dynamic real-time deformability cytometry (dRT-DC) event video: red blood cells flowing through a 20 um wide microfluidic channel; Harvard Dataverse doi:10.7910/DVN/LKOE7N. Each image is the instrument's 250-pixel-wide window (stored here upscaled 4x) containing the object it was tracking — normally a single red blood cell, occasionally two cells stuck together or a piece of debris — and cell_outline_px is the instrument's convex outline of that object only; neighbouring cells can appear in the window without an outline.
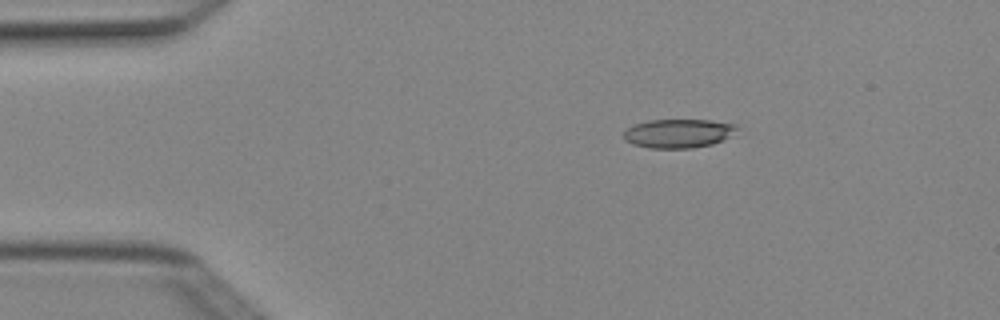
{"species": "Egyptian fruit bat (a non-hibernating species)", "species_latin": "Rousettus aegyptiacus", "temperature_condition": "cold", "stored_images_in_passage": 7, "camera_frame_rate_fps": 3000, "um_per_image_px": 0.085, "animal": {"sex": "female"}, "frame": {"image": 1, "passage_image": 2, "time_ms": 0.333, "image_size_px": [1000, 320], "cell_outline_px": [[736, 128], [724, 140], [712, 144], [692, 148], [648, 148], [632, 144], [624, 140], [624, 132], [632, 124], [648, 120], [712, 120], [736, 124]], "centroid_in_image_um": [57.61, 11.34], "position_along_channel_um": 27.4, "area_um2": 19.02}}
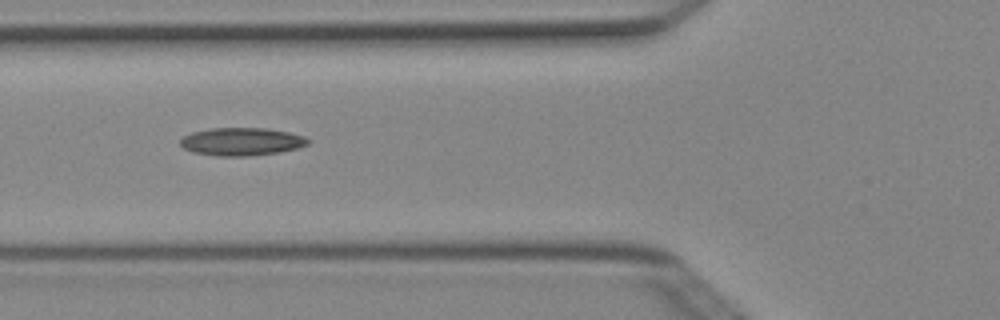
{"frame": {"image": 2, "passage_image": 5, "time_ms": 1.333, "image_size_px": [1000, 320], "cell_outline_px": [[312, 140], [308, 144], [296, 148], [280, 152], [252, 156], [216, 156], [192, 152], [184, 148], [180, 144], [180, 140], [184, 136], [192, 132], [212, 128], [268, 128], [288, 132], [304, 136]], "centroid_in_image_um": [20.55, 12.04], "position_along_channel_um": 105.3, "area_um2": 20.87}}
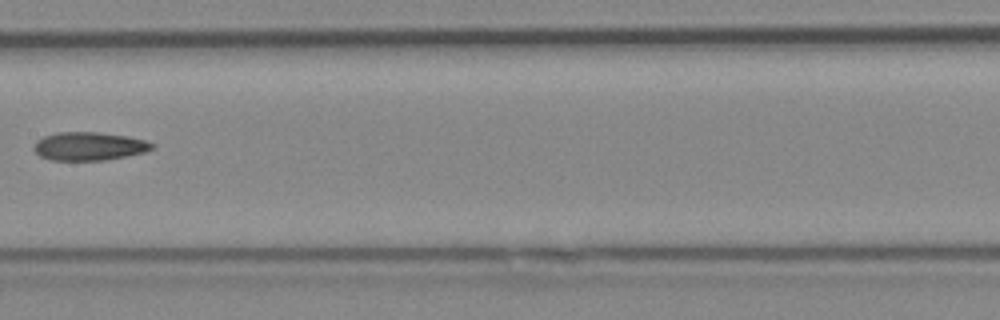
{"frame": {"image": 3, "passage_image": 7, "time_ms": 2.0, "image_size_px": [1000, 320], "cell_outline_px": [[156, 148], [144, 152], [128, 156], [104, 160], [52, 160], [40, 156], [32, 148], [36, 140], [44, 136], [56, 132], [96, 132], [128, 136], [144, 140], [156, 144]], "centroid_in_image_um": [7.59, 12.43], "position_along_channel_um": 199.8, "area_um2": 19.65}}